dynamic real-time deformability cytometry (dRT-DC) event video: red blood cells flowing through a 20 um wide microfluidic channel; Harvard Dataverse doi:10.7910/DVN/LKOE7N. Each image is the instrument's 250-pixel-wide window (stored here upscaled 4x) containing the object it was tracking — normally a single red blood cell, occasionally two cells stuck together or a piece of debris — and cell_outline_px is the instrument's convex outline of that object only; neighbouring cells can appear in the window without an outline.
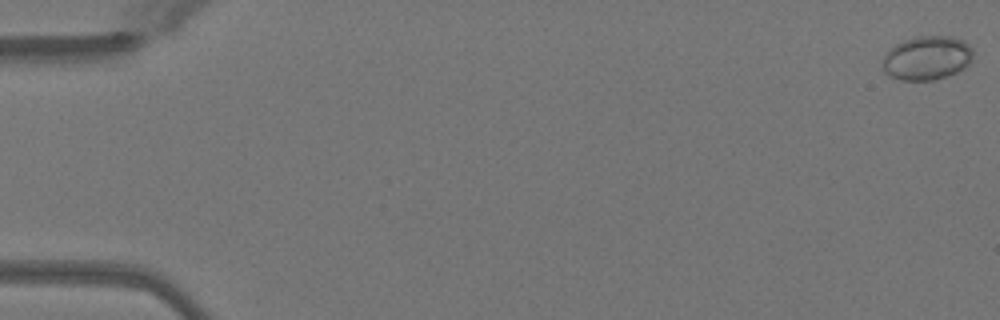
{"species": "Egyptian fruit bat (a non-hibernating species)", "species_latin": "Rousettus aegyptiacus", "temperature_condition": "warm", "stored_images_in_passage": 16, "camera_frame_rate_fps": 3000, "um_per_image_px": 0.085, "animal": {"sex": "female"}, "frame": {"image": 1, "passage_image": 1, "time_ms": 0.0, "image_size_px": [1000, 320], "cell_outline_px": [[972, 60], [964, 68], [948, 76], [936, 80], [900, 80], [888, 76], [884, 72], [880, 64], [880, 60], [888, 48], [904, 40], [916, 36], [956, 36], [964, 40], [972, 48]], "centroid_in_image_um": [78.74, 4.93], "position_along_channel_um": 6.3, "area_um2": 23.81}}